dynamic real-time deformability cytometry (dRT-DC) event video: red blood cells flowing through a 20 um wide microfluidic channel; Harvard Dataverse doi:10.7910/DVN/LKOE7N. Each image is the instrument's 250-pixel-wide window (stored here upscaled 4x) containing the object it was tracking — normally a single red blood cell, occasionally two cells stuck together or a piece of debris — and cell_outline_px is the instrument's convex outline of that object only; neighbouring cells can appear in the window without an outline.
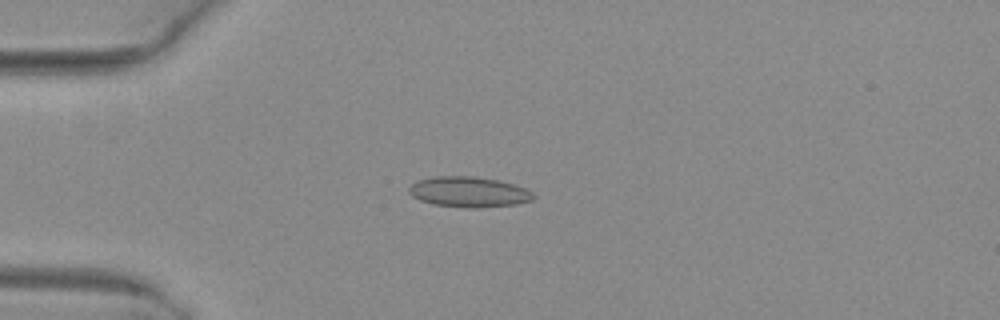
{"species": "common noctule bat (a hibernating species)", "species_latin": "Nyctalus noctula", "temperature_condition": "warm", "stored_images_in_passage": 38, "camera_frame_rate_fps": 3000, "um_per_image_px": 0.085, "animal": {"sex": "female", "body_mass_g": 29.2, "forearm_length_mm": 56.3}, "frame": {"image": 1, "passage_image": 14, "time_ms": 4.333, "image_size_px": [1000, 320], "cell_outline_px": [[536, 196], [532, 200], [516, 204], [480, 208], [468, 208], [432, 204], [420, 200], [412, 196], [408, 192], [408, 188], [416, 180], [436, 176], [472, 176], [496, 180], [512, 184], [524, 188], [532, 192]], "centroid_in_image_um": [39.82, 16.32], "position_along_channel_um": 45.2, "area_um2": 22.08}}
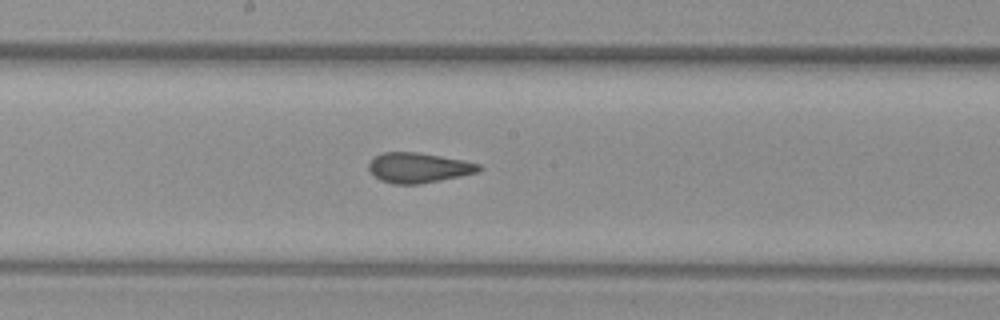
{"frame": {"image": 2, "passage_image": 28, "time_ms": 9.0, "image_size_px": [1000, 320], "cell_outline_px": [[484, 168], [480, 172], [420, 184], [392, 184], [380, 180], [372, 176], [368, 172], [368, 164], [376, 156], [384, 152], [416, 152], [464, 160], [480, 164]], "centroid_in_image_um": [35.57, 14.27], "position_along_channel_um": 212.6, "area_um2": 19.48}}
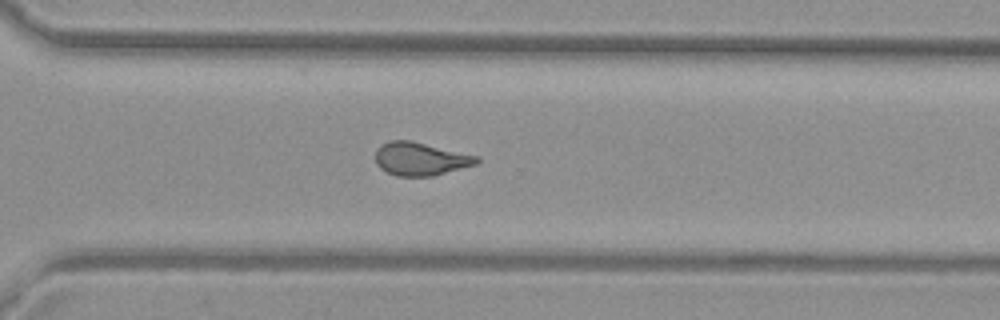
{"frame": {"image": 3, "passage_image": 37, "time_ms": 12.0, "image_size_px": [1000, 320], "cell_outline_px": [[480, 160], [476, 164], [432, 176], [396, 176], [380, 168], [376, 164], [376, 148], [380, 144], [392, 140], [412, 140], [480, 156]], "centroid_in_image_um": [35.74, 13.49], "position_along_channel_um": 334.9, "area_um2": 19.71}}